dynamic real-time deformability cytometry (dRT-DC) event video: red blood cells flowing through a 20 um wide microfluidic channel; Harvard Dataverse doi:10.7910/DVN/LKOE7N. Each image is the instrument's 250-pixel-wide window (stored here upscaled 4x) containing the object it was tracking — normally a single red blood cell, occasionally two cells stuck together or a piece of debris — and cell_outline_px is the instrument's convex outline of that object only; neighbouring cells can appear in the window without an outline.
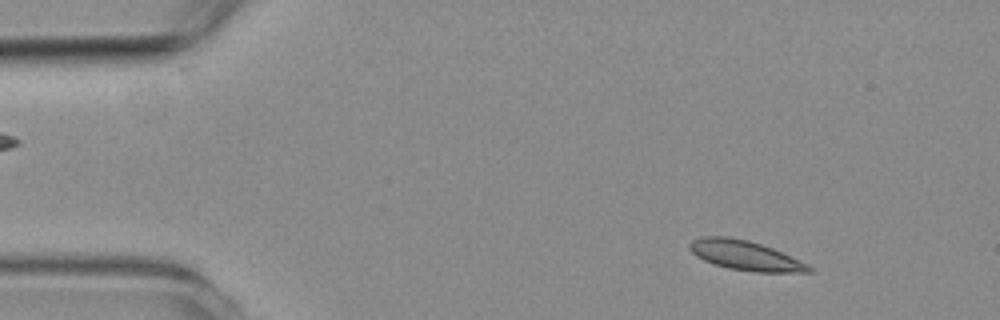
{"species": "common noctule bat (a hibernating species)", "species_latin": "Nyctalus noctula", "temperature_condition": "room temperature", "stored_images_in_passage": 3, "camera_frame_rate_fps": 3000, "um_per_image_px": 0.085, "animal": {"sex": "female", "body_mass_g": 19.3, "forearm_length_mm": 54.1}, "frame": {"image": 1, "passage_image": 1, "time_ms": 0.0, "image_size_px": [1000, 320], "cell_outline_px": [[816, 268], [812, 272], [756, 272], [728, 268], [704, 260], [696, 256], [688, 248], [688, 244], [692, 240], [700, 236], [728, 236], [748, 240], [772, 248], [808, 264]], "centroid_in_image_um": [63.34, 21.7], "position_along_channel_um": 21.7, "area_um2": 20.58}}